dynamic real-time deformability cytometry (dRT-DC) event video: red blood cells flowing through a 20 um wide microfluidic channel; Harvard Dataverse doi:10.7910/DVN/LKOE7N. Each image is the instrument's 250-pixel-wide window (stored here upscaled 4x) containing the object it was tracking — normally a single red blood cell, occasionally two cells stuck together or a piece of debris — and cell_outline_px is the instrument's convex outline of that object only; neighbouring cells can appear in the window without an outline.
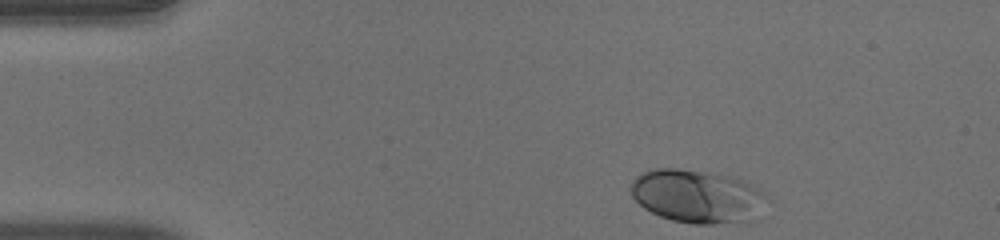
{"species": "human", "species_latin": "Homo sapiens", "temperature_condition": "warm", "stored_images_in_passage": 39, "camera_frame_rate_fps": 3000, "um_per_image_px": 0.085, "donor": {"sex": "male"}, "frame": {"image": 1, "passage_image": 1, "time_ms": 0.0, "image_size_px": [1000, 240], "cell_outline_px": [[772, 200], [756, 220], [752, 224], [692, 224], [672, 220], [660, 216], [644, 208], [632, 196], [632, 180], [636, 176], [644, 172], [656, 168], [676, 168], [708, 172], [732, 176], [756, 188], [768, 196]], "centroid_in_image_um": [59.38, 16.73], "position_along_channel_um": 25.6, "area_um2": 43.18}}
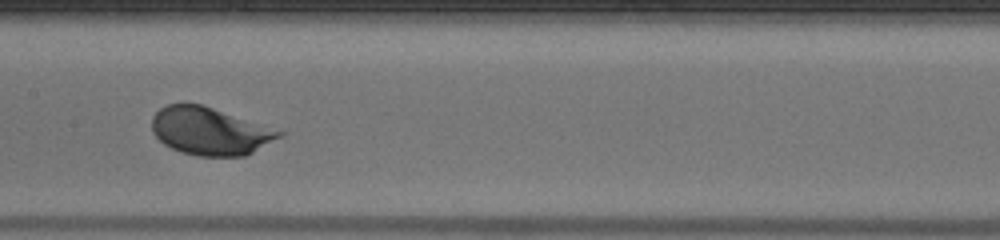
{"frame": {"image": 2, "passage_image": 19, "time_ms": 6.0, "image_size_px": [1000, 240], "cell_outline_px": [[288, 132], [284, 136], [244, 156], [196, 156], [180, 152], [164, 144], [152, 132], [152, 116], [160, 108], [168, 104], [204, 104]], "centroid_in_image_um": [17.89, 11.14], "position_along_channel_um": 189.5, "area_um2": 35.78}}
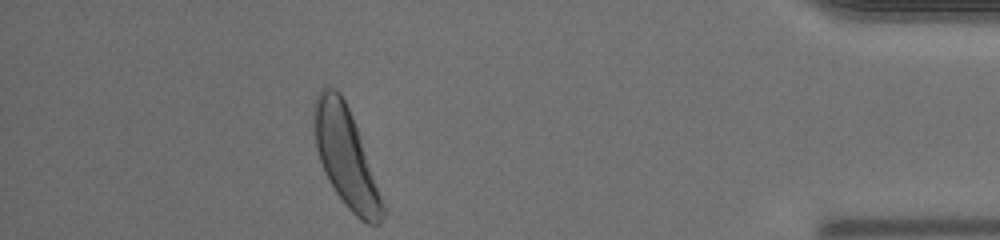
{"frame": {"image": 3, "passage_image": 39, "time_ms": 12.667, "image_size_px": [1000, 240], "cell_outline_px": [[384, 216], [380, 224], [368, 224], [360, 220], [344, 204], [328, 180], [324, 172], [316, 148], [312, 120], [312, 104], [320, 88], [336, 88], [340, 92], [352, 116], [360, 136], [384, 204]], "centroid_in_image_um": [29.36, 13.32], "position_along_channel_um": 405.8, "area_um2": 39.42}, "authors_computed_cell_mechanics": {"area_um2": 36.6452, "velocity_mm_per_s": 3.9701, "shape_relaxation_time_tau1_ms": 1.0947, "shape_relaxation_time_tau2_ms": null, "deformation_change_tau1": 0.1245, "deformation_change_tau2": null}}